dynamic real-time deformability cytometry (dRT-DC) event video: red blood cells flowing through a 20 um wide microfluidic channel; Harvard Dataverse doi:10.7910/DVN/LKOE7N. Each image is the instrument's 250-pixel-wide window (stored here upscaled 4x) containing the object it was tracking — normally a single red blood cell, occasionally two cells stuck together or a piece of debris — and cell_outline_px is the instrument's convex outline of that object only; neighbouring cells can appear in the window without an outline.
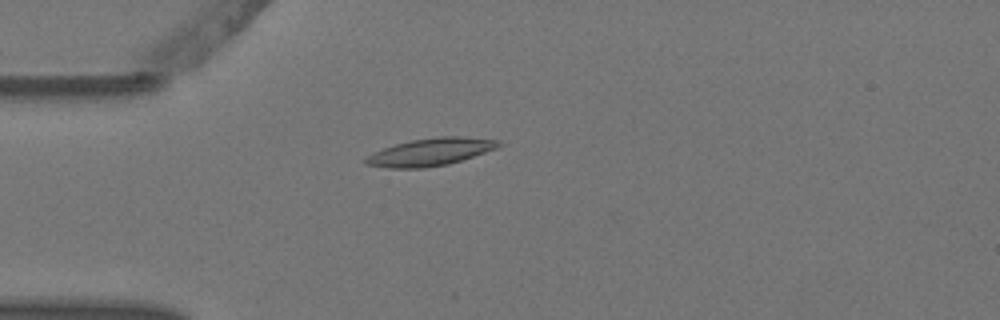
{"species": "Egyptian fruit bat (a non-hibernating species)", "species_latin": "Rousettus aegyptiacus", "temperature_condition": "warm", "stored_images_in_passage": 5, "camera_frame_rate_fps": 3000, "um_per_image_px": 0.085, "animal": {"sex": "female"}, "frame": {"image": 1, "passage_image": 4, "time_ms": 1.0, "image_size_px": [1000, 320], "cell_outline_px": [[504, 144], [496, 148], [448, 164], [424, 168], [388, 168], [364, 164], [364, 160], [372, 152], [396, 144], [412, 140], [440, 136], [460, 136], [500, 140]], "centroid_in_image_um": [36.58, 12.91], "position_along_channel_um": 48.4, "area_um2": 21.15}}